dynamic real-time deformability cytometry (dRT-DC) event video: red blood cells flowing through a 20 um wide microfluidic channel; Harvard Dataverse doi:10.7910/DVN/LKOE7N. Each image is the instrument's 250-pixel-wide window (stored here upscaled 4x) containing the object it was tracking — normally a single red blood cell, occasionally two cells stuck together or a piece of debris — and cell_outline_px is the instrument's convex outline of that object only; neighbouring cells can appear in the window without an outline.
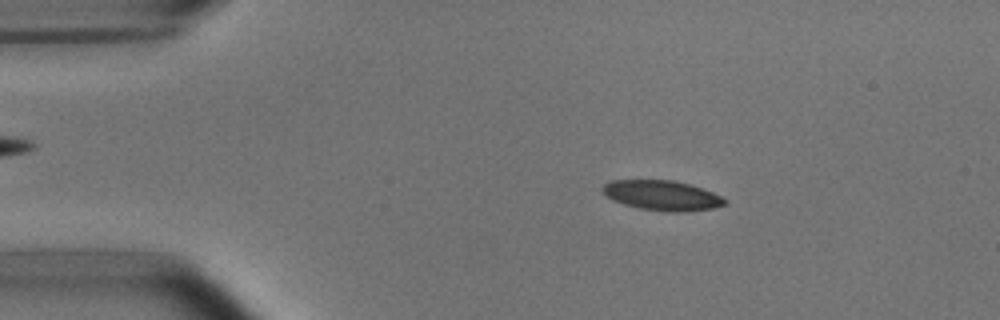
{"species": "common noctule bat (a hibernating species)", "species_latin": "Nyctalus noctula", "temperature_condition": "room temperature", "stored_images_in_passage": 3, "camera_frame_rate_fps": 3000, "um_per_image_px": 0.085, "animal": {"sex": "male", "body_mass_g": 15.6}, "frame": {"image": 1, "passage_image": 2, "time_ms": 1.0, "image_size_px": [1000, 320], "cell_outline_px": [[728, 204], [712, 208], [684, 212], [672, 212], [640, 208], [624, 204], [612, 200], [600, 188], [604, 184], [612, 180], [672, 180], [692, 184], [712, 192], [728, 200]], "centroid_in_image_um": [56.31, 16.6], "position_along_channel_um": 28.7, "area_um2": 21.33}}